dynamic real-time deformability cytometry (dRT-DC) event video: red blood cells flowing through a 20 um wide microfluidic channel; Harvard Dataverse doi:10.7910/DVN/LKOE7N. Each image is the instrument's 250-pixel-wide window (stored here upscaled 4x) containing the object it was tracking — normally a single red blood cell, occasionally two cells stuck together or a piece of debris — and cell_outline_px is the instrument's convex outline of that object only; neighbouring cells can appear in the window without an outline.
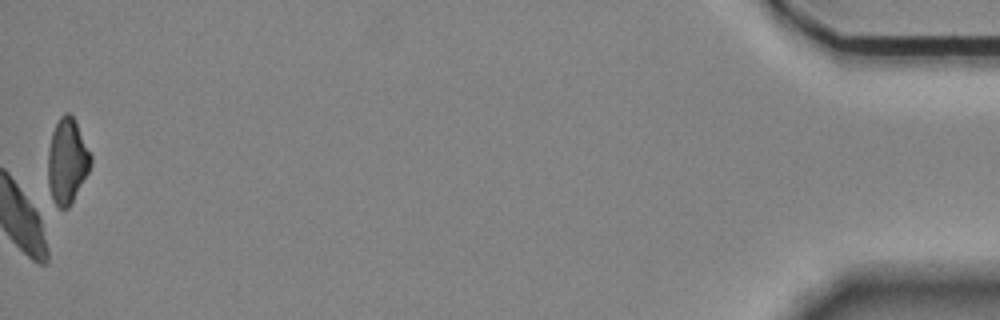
{"species": "Egyptian fruit bat (a non-hibernating species)", "species_latin": "Rousettus aegyptiacus", "temperature_condition": "room temperature", "stored_images_in_passage": 46, "camera_frame_rate_fps": 3000, "um_per_image_px": 0.085, "animal": {"sex": "female"}, "frame": {"image": 1, "passage_image": 46, "time_ms": 15.0, "image_size_px": [1000, 320], "cell_outline_px": [[92, 164], [88, 172], [68, 208], [60, 208], [52, 204], [48, 184], [48, 148], [52, 132], [60, 116], [64, 112], [68, 112], [72, 116], [92, 156]], "centroid_in_image_um": [5.68, 13.72], "position_along_channel_um": 429.5, "area_um2": 21.15}, "authors_computed_cell_mechanics": {"area_um2": 23.3512, "velocity_mm_per_s": 3.5294, "shape_relaxation_time_tau1_ms": 6.9582, "shape_relaxation_time_tau2_ms": 2.3722, "deformation_change_tau1": 0.1518, "deformation_change_tau2": 0.0825}}